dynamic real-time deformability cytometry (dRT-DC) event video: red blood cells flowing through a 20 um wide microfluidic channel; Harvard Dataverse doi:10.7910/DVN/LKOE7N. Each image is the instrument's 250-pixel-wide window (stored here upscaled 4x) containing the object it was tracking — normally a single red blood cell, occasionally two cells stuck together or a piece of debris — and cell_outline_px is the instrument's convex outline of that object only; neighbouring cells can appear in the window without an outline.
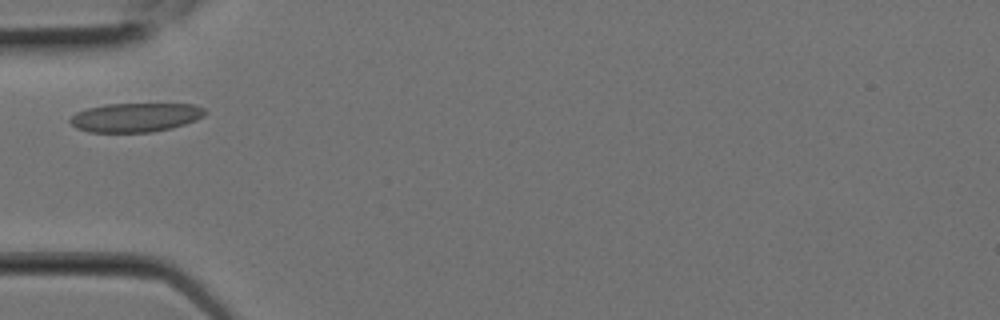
{"species": "Egyptian fruit bat (a non-hibernating species)", "species_latin": "Rousettus aegyptiacus", "temperature_condition": "room temperature", "stored_images_in_passage": 6, "camera_frame_rate_fps": 3000, "um_per_image_px": 0.085, "animal": {"sex": "female"}, "frame": {"image": 1, "passage_image": 4, "time_ms": 1.0, "image_size_px": [1000, 320], "cell_outline_px": [[208, 112], [204, 116], [196, 120], [172, 128], [152, 132], [88, 132], [76, 128], [68, 120], [76, 112], [88, 108], [104, 104], [196, 104], [204, 108]], "centroid_in_image_um": [11.54, 9.98], "position_along_channel_um": 73.5, "area_um2": 22.95}}
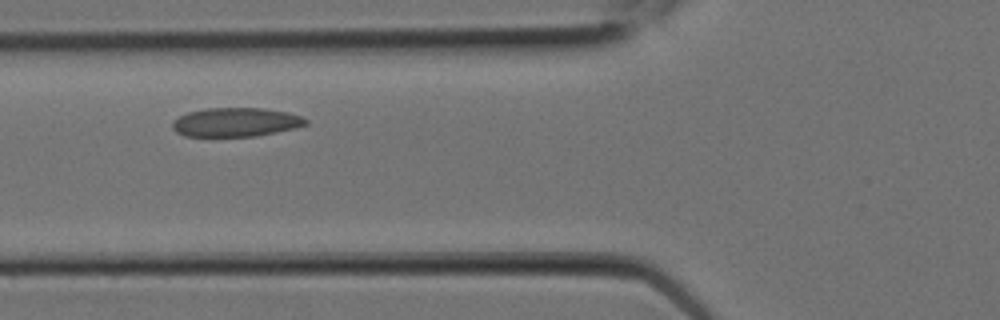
{"frame": {"image": 2, "passage_image": 5, "time_ms": 1.333, "image_size_px": [1000, 320], "cell_outline_px": [[308, 124], [296, 128], [256, 136], [184, 136], [176, 132], [172, 128], [172, 120], [188, 112], [208, 108], [264, 108], [288, 112], [300, 116], [308, 120]], "centroid_in_image_um": [20.04, 10.38], "position_along_channel_um": 105.8, "area_um2": 22.54}}
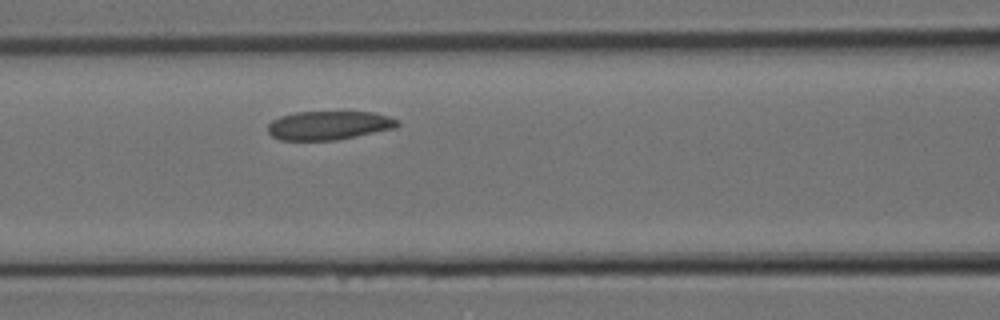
{"frame": {"image": 3, "passage_image": 6, "time_ms": 1.667, "image_size_px": [1000, 320], "cell_outline_px": [[400, 124], [396, 128], [336, 140], [280, 140], [272, 136], [268, 132], [268, 124], [272, 120], [280, 116], [296, 112], [372, 112], [388, 116], [400, 120]], "centroid_in_image_um": [27.96, 10.65], "position_along_channel_um": 138.6, "area_um2": 21.79}}